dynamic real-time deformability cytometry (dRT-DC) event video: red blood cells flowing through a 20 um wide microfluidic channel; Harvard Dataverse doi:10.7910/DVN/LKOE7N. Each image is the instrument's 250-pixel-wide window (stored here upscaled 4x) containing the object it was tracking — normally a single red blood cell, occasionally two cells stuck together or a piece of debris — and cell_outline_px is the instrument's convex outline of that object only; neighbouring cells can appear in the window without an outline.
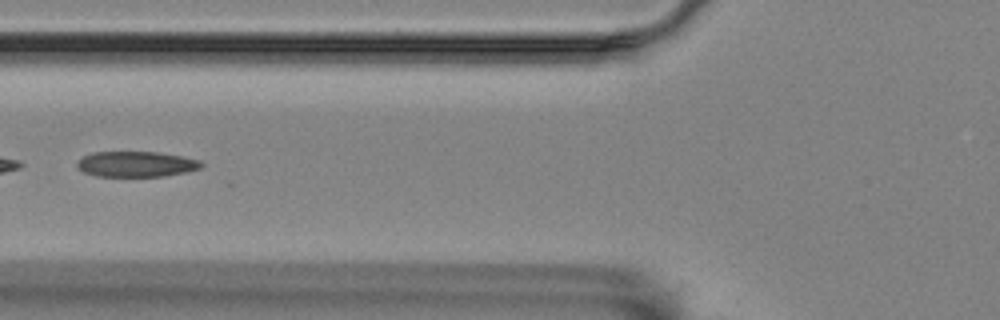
{"species": "Egyptian fruit bat (a non-hibernating species)", "species_latin": "Rousettus aegyptiacus", "temperature_condition": "room temperature", "stored_images_in_passage": 7, "camera_frame_rate_fps": 3000, "um_per_image_px": 0.085, "animal": {"sex": "female"}, "frame": {"image": 1, "passage_image": 4, "time_ms": 1.0, "image_size_px": [1000, 320], "cell_outline_px": [[204, 164], [200, 168], [184, 172], [164, 176], [96, 176], [84, 172], [76, 168], [76, 164], [84, 156], [92, 152], [156, 152], [180, 156], [200, 160]], "centroid_in_image_um": [11.55, 13.95], "position_along_channel_um": 114.2, "area_um2": 18.32}}
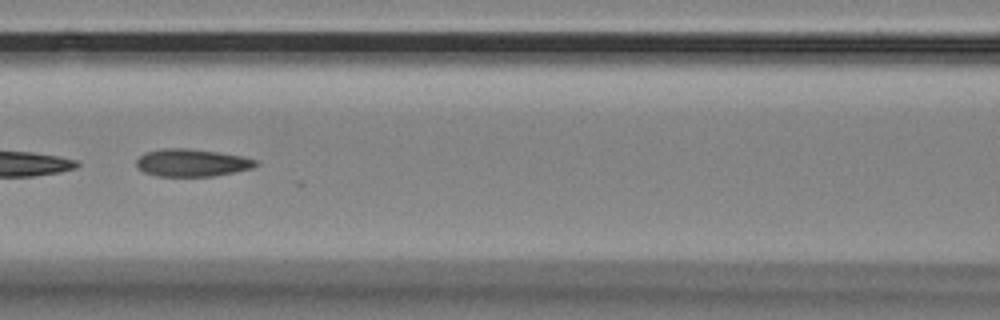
{"frame": {"image": 2, "passage_image": 5, "time_ms": 1.333, "image_size_px": [1000, 320], "cell_outline_px": [[260, 164], [252, 168], [212, 176], [156, 176], [144, 172], [136, 168], [136, 160], [144, 152], [164, 148], [188, 148], [216, 152], [240, 156], [256, 160]], "centroid_in_image_um": [16.25, 13.83], "position_along_channel_um": 150.3, "area_um2": 19.07}}